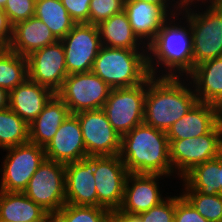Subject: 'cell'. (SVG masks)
Segmentation results:
<instances>
[{"label": "cell", "instance_id": "f35d334b", "mask_svg": "<svg viewBox=\"0 0 222 222\" xmlns=\"http://www.w3.org/2000/svg\"><path fill=\"white\" fill-rule=\"evenodd\" d=\"M113 217L118 222H142L137 215L125 214L120 212L119 210L113 212Z\"/></svg>", "mask_w": 222, "mask_h": 222}, {"label": "cell", "instance_id": "f1b7e54d", "mask_svg": "<svg viewBox=\"0 0 222 222\" xmlns=\"http://www.w3.org/2000/svg\"><path fill=\"white\" fill-rule=\"evenodd\" d=\"M29 124L9 107L0 110V149L29 142Z\"/></svg>", "mask_w": 222, "mask_h": 222}, {"label": "cell", "instance_id": "603a6c76", "mask_svg": "<svg viewBox=\"0 0 222 222\" xmlns=\"http://www.w3.org/2000/svg\"><path fill=\"white\" fill-rule=\"evenodd\" d=\"M69 114L66 104L54 94L29 125V142L45 148Z\"/></svg>", "mask_w": 222, "mask_h": 222}, {"label": "cell", "instance_id": "ab89813d", "mask_svg": "<svg viewBox=\"0 0 222 222\" xmlns=\"http://www.w3.org/2000/svg\"><path fill=\"white\" fill-rule=\"evenodd\" d=\"M9 93L0 87V110L8 108Z\"/></svg>", "mask_w": 222, "mask_h": 222}, {"label": "cell", "instance_id": "7a4b0ae2", "mask_svg": "<svg viewBox=\"0 0 222 222\" xmlns=\"http://www.w3.org/2000/svg\"><path fill=\"white\" fill-rule=\"evenodd\" d=\"M197 102L188 78L150 76L144 102V123L167 132Z\"/></svg>", "mask_w": 222, "mask_h": 222}, {"label": "cell", "instance_id": "f546056e", "mask_svg": "<svg viewBox=\"0 0 222 222\" xmlns=\"http://www.w3.org/2000/svg\"><path fill=\"white\" fill-rule=\"evenodd\" d=\"M113 212L95 206L65 204L54 216L56 222H107Z\"/></svg>", "mask_w": 222, "mask_h": 222}, {"label": "cell", "instance_id": "6da1fadb", "mask_svg": "<svg viewBox=\"0 0 222 222\" xmlns=\"http://www.w3.org/2000/svg\"><path fill=\"white\" fill-rule=\"evenodd\" d=\"M146 48L150 76L187 78L193 72V35L187 20V3L182 4L180 12L170 15L163 22Z\"/></svg>", "mask_w": 222, "mask_h": 222}, {"label": "cell", "instance_id": "484cf974", "mask_svg": "<svg viewBox=\"0 0 222 222\" xmlns=\"http://www.w3.org/2000/svg\"><path fill=\"white\" fill-rule=\"evenodd\" d=\"M181 191H198L201 194H221L220 155L215 159L196 165L182 179Z\"/></svg>", "mask_w": 222, "mask_h": 222}, {"label": "cell", "instance_id": "9a60e30c", "mask_svg": "<svg viewBox=\"0 0 222 222\" xmlns=\"http://www.w3.org/2000/svg\"><path fill=\"white\" fill-rule=\"evenodd\" d=\"M164 177L168 178L158 174L129 173L125 181L124 198L119 211L137 215L158 205L166 198L163 197L159 188V180H163Z\"/></svg>", "mask_w": 222, "mask_h": 222}, {"label": "cell", "instance_id": "60d3db41", "mask_svg": "<svg viewBox=\"0 0 222 222\" xmlns=\"http://www.w3.org/2000/svg\"><path fill=\"white\" fill-rule=\"evenodd\" d=\"M220 186H221V195H222V153L220 154Z\"/></svg>", "mask_w": 222, "mask_h": 222}, {"label": "cell", "instance_id": "5bb4252c", "mask_svg": "<svg viewBox=\"0 0 222 222\" xmlns=\"http://www.w3.org/2000/svg\"><path fill=\"white\" fill-rule=\"evenodd\" d=\"M28 59V78L56 93L68 76L61 40L32 52Z\"/></svg>", "mask_w": 222, "mask_h": 222}, {"label": "cell", "instance_id": "b9f144b4", "mask_svg": "<svg viewBox=\"0 0 222 222\" xmlns=\"http://www.w3.org/2000/svg\"><path fill=\"white\" fill-rule=\"evenodd\" d=\"M181 4L193 2V1H199V0H178Z\"/></svg>", "mask_w": 222, "mask_h": 222}, {"label": "cell", "instance_id": "30bf717a", "mask_svg": "<svg viewBox=\"0 0 222 222\" xmlns=\"http://www.w3.org/2000/svg\"><path fill=\"white\" fill-rule=\"evenodd\" d=\"M146 91L147 80L134 87L111 89L102 109L120 136L144 122Z\"/></svg>", "mask_w": 222, "mask_h": 222}, {"label": "cell", "instance_id": "ac0fdd59", "mask_svg": "<svg viewBox=\"0 0 222 222\" xmlns=\"http://www.w3.org/2000/svg\"><path fill=\"white\" fill-rule=\"evenodd\" d=\"M221 121L222 114L218 106L197 102L166 134L168 140L198 137L211 132Z\"/></svg>", "mask_w": 222, "mask_h": 222}, {"label": "cell", "instance_id": "7c38bea8", "mask_svg": "<svg viewBox=\"0 0 222 222\" xmlns=\"http://www.w3.org/2000/svg\"><path fill=\"white\" fill-rule=\"evenodd\" d=\"M68 75L90 72L102 47L97 25L79 23L61 39Z\"/></svg>", "mask_w": 222, "mask_h": 222}, {"label": "cell", "instance_id": "d590c367", "mask_svg": "<svg viewBox=\"0 0 222 222\" xmlns=\"http://www.w3.org/2000/svg\"><path fill=\"white\" fill-rule=\"evenodd\" d=\"M72 19L79 23H88L91 0H61Z\"/></svg>", "mask_w": 222, "mask_h": 222}, {"label": "cell", "instance_id": "e0dca14e", "mask_svg": "<svg viewBox=\"0 0 222 222\" xmlns=\"http://www.w3.org/2000/svg\"><path fill=\"white\" fill-rule=\"evenodd\" d=\"M94 156L65 164L66 203L98 207L94 179Z\"/></svg>", "mask_w": 222, "mask_h": 222}, {"label": "cell", "instance_id": "4fadbf2b", "mask_svg": "<svg viewBox=\"0 0 222 222\" xmlns=\"http://www.w3.org/2000/svg\"><path fill=\"white\" fill-rule=\"evenodd\" d=\"M75 115L81 125L88 157L120 153L121 136L112 127L103 109L81 111Z\"/></svg>", "mask_w": 222, "mask_h": 222}, {"label": "cell", "instance_id": "ba28073f", "mask_svg": "<svg viewBox=\"0 0 222 222\" xmlns=\"http://www.w3.org/2000/svg\"><path fill=\"white\" fill-rule=\"evenodd\" d=\"M6 151L0 168V191L23 192L33 174L46 159L44 148L27 142Z\"/></svg>", "mask_w": 222, "mask_h": 222}, {"label": "cell", "instance_id": "836d02e7", "mask_svg": "<svg viewBox=\"0 0 222 222\" xmlns=\"http://www.w3.org/2000/svg\"><path fill=\"white\" fill-rule=\"evenodd\" d=\"M35 6L36 0H7L3 10L14 26L18 22L35 16Z\"/></svg>", "mask_w": 222, "mask_h": 222}, {"label": "cell", "instance_id": "1f68e13d", "mask_svg": "<svg viewBox=\"0 0 222 222\" xmlns=\"http://www.w3.org/2000/svg\"><path fill=\"white\" fill-rule=\"evenodd\" d=\"M124 6L125 0H91L87 24L98 25L112 15L122 12Z\"/></svg>", "mask_w": 222, "mask_h": 222}, {"label": "cell", "instance_id": "7402d4cb", "mask_svg": "<svg viewBox=\"0 0 222 222\" xmlns=\"http://www.w3.org/2000/svg\"><path fill=\"white\" fill-rule=\"evenodd\" d=\"M191 80L198 102L222 104V56L195 66L187 77Z\"/></svg>", "mask_w": 222, "mask_h": 222}, {"label": "cell", "instance_id": "ffe728a7", "mask_svg": "<svg viewBox=\"0 0 222 222\" xmlns=\"http://www.w3.org/2000/svg\"><path fill=\"white\" fill-rule=\"evenodd\" d=\"M126 13L133 33L147 46L157 35L169 15L158 5L138 0H125Z\"/></svg>", "mask_w": 222, "mask_h": 222}, {"label": "cell", "instance_id": "74e56055", "mask_svg": "<svg viewBox=\"0 0 222 222\" xmlns=\"http://www.w3.org/2000/svg\"><path fill=\"white\" fill-rule=\"evenodd\" d=\"M160 6L169 16L180 12L182 4L178 0H138ZM174 2V3H173ZM172 3V4H171Z\"/></svg>", "mask_w": 222, "mask_h": 222}, {"label": "cell", "instance_id": "5b68a950", "mask_svg": "<svg viewBox=\"0 0 222 222\" xmlns=\"http://www.w3.org/2000/svg\"><path fill=\"white\" fill-rule=\"evenodd\" d=\"M200 5L206 8H202ZM192 6L194 8L198 6V8L194 9ZM201 8L206 10L203 11ZM187 20L190 22L193 35L194 65L221 57L222 0H201L187 3Z\"/></svg>", "mask_w": 222, "mask_h": 222}, {"label": "cell", "instance_id": "cb8c5ba5", "mask_svg": "<svg viewBox=\"0 0 222 222\" xmlns=\"http://www.w3.org/2000/svg\"><path fill=\"white\" fill-rule=\"evenodd\" d=\"M43 208L23 192L0 191V222L52 221Z\"/></svg>", "mask_w": 222, "mask_h": 222}, {"label": "cell", "instance_id": "4316f807", "mask_svg": "<svg viewBox=\"0 0 222 222\" xmlns=\"http://www.w3.org/2000/svg\"><path fill=\"white\" fill-rule=\"evenodd\" d=\"M35 16L47 25L58 40L76 25L61 0H36Z\"/></svg>", "mask_w": 222, "mask_h": 222}, {"label": "cell", "instance_id": "44dd1931", "mask_svg": "<svg viewBox=\"0 0 222 222\" xmlns=\"http://www.w3.org/2000/svg\"><path fill=\"white\" fill-rule=\"evenodd\" d=\"M51 30L36 16L16 23L13 26L11 42L7 46L21 56H29L32 52L57 42Z\"/></svg>", "mask_w": 222, "mask_h": 222}, {"label": "cell", "instance_id": "3957f363", "mask_svg": "<svg viewBox=\"0 0 222 222\" xmlns=\"http://www.w3.org/2000/svg\"><path fill=\"white\" fill-rule=\"evenodd\" d=\"M119 156L128 173L173 176L166 132L144 122L121 136Z\"/></svg>", "mask_w": 222, "mask_h": 222}, {"label": "cell", "instance_id": "8992f818", "mask_svg": "<svg viewBox=\"0 0 222 222\" xmlns=\"http://www.w3.org/2000/svg\"><path fill=\"white\" fill-rule=\"evenodd\" d=\"M173 175L181 180L196 165L222 153V121L209 133L181 140H169ZM177 175V176H176Z\"/></svg>", "mask_w": 222, "mask_h": 222}, {"label": "cell", "instance_id": "8fae6325", "mask_svg": "<svg viewBox=\"0 0 222 222\" xmlns=\"http://www.w3.org/2000/svg\"><path fill=\"white\" fill-rule=\"evenodd\" d=\"M128 174L119 154L114 156H94L93 175L98 207H103L111 212L120 209Z\"/></svg>", "mask_w": 222, "mask_h": 222}, {"label": "cell", "instance_id": "d6986e66", "mask_svg": "<svg viewBox=\"0 0 222 222\" xmlns=\"http://www.w3.org/2000/svg\"><path fill=\"white\" fill-rule=\"evenodd\" d=\"M54 94L28 78L9 92L8 107L30 125Z\"/></svg>", "mask_w": 222, "mask_h": 222}, {"label": "cell", "instance_id": "ee69618b", "mask_svg": "<svg viewBox=\"0 0 222 222\" xmlns=\"http://www.w3.org/2000/svg\"><path fill=\"white\" fill-rule=\"evenodd\" d=\"M107 222H118L113 216Z\"/></svg>", "mask_w": 222, "mask_h": 222}, {"label": "cell", "instance_id": "52a82bcc", "mask_svg": "<svg viewBox=\"0 0 222 222\" xmlns=\"http://www.w3.org/2000/svg\"><path fill=\"white\" fill-rule=\"evenodd\" d=\"M23 193L54 216L66 204L65 164L45 159Z\"/></svg>", "mask_w": 222, "mask_h": 222}, {"label": "cell", "instance_id": "d6a6232c", "mask_svg": "<svg viewBox=\"0 0 222 222\" xmlns=\"http://www.w3.org/2000/svg\"><path fill=\"white\" fill-rule=\"evenodd\" d=\"M137 216L142 222H174L175 196H167L158 205L137 214Z\"/></svg>", "mask_w": 222, "mask_h": 222}, {"label": "cell", "instance_id": "2e32d148", "mask_svg": "<svg viewBox=\"0 0 222 222\" xmlns=\"http://www.w3.org/2000/svg\"><path fill=\"white\" fill-rule=\"evenodd\" d=\"M46 159L68 164L87 158L78 117L69 114L51 142L44 148Z\"/></svg>", "mask_w": 222, "mask_h": 222}, {"label": "cell", "instance_id": "d4e9b609", "mask_svg": "<svg viewBox=\"0 0 222 222\" xmlns=\"http://www.w3.org/2000/svg\"><path fill=\"white\" fill-rule=\"evenodd\" d=\"M97 27L102 46L129 50H147L146 46L133 33L124 10L99 23Z\"/></svg>", "mask_w": 222, "mask_h": 222}, {"label": "cell", "instance_id": "8d00e7d4", "mask_svg": "<svg viewBox=\"0 0 222 222\" xmlns=\"http://www.w3.org/2000/svg\"><path fill=\"white\" fill-rule=\"evenodd\" d=\"M13 35V25L10 23L8 16L0 8V46L7 47L11 42Z\"/></svg>", "mask_w": 222, "mask_h": 222}, {"label": "cell", "instance_id": "83f0119b", "mask_svg": "<svg viewBox=\"0 0 222 222\" xmlns=\"http://www.w3.org/2000/svg\"><path fill=\"white\" fill-rule=\"evenodd\" d=\"M28 79V59L10 50L0 48V87L8 93Z\"/></svg>", "mask_w": 222, "mask_h": 222}, {"label": "cell", "instance_id": "f6af8a7d", "mask_svg": "<svg viewBox=\"0 0 222 222\" xmlns=\"http://www.w3.org/2000/svg\"><path fill=\"white\" fill-rule=\"evenodd\" d=\"M220 112L222 114V104L219 106Z\"/></svg>", "mask_w": 222, "mask_h": 222}, {"label": "cell", "instance_id": "e575fe53", "mask_svg": "<svg viewBox=\"0 0 222 222\" xmlns=\"http://www.w3.org/2000/svg\"><path fill=\"white\" fill-rule=\"evenodd\" d=\"M174 222H209L179 193L175 196Z\"/></svg>", "mask_w": 222, "mask_h": 222}, {"label": "cell", "instance_id": "7bdbcfd3", "mask_svg": "<svg viewBox=\"0 0 222 222\" xmlns=\"http://www.w3.org/2000/svg\"><path fill=\"white\" fill-rule=\"evenodd\" d=\"M7 0H0V8H4L6 5Z\"/></svg>", "mask_w": 222, "mask_h": 222}, {"label": "cell", "instance_id": "277c9868", "mask_svg": "<svg viewBox=\"0 0 222 222\" xmlns=\"http://www.w3.org/2000/svg\"><path fill=\"white\" fill-rule=\"evenodd\" d=\"M91 71L107 83L111 89L140 85L150 77L147 66V50L102 46Z\"/></svg>", "mask_w": 222, "mask_h": 222}, {"label": "cell", "instance_id": "9c48e42d", "mask_svg": "<svg viewBox=\"0 0 222 222\" xmlns=\"http://www.w3.org/2000/svg\"><path fill=\"white\" fill-rule=\"evenodd\" d=\"M111 87L92 71L68 75L55 93L68 107L70 114L102 109Z\"/></svg>", "mask_w": 222, "mask_h": 222}, {"label": "cell", "instance_id": "4dcf8cb0", "mask_svg": "<svg viewBox=\"0 0 222 222\" xmlns=\"http://www.w3.org/2000/svg\"><path fill=\"white\" fill-rule=\"evenodd\" d=\"M181 195L209 222L222 220V195H206L198 191H183Z\"/></svg>", "mask_w": 222, "mask_h": 222}]
</instances>
